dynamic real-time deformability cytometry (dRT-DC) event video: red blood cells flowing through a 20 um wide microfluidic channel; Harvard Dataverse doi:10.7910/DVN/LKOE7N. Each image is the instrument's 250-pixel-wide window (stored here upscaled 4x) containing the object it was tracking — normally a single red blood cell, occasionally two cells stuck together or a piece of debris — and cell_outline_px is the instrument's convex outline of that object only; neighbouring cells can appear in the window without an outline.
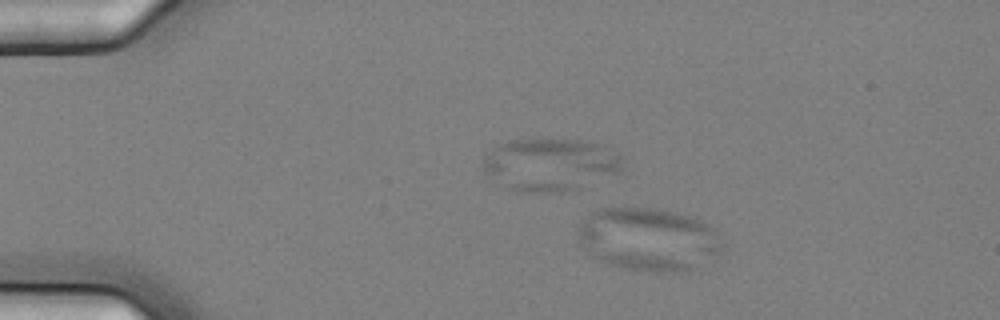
{"species": "common noctule bat (a hibernating species)", "species_latin": "Nyctalus noctula", "temperature_condition": "cold", "stored_images_in_passage": 6, "camera_frame_rate_fps": 3000, "um_per_image_px": 0.085, "animal": {"sex": "female", "body_mass_g": 25.1}, "frame": {"image": 1, "passage_image": 4, "time_ms": 1.0, "image_size_px": [1000, 320], "cell_outline_px": [[724, 248], [720, 252], [688, 272], [652, 272], [620, 268], [608, 264], [588, 256], [576, 240], [576, 228], [592, 212], [600, 208], [624, 204], [656, 208], [688, 216], [700, 220], [708, 224], [716, 232], [724, 244]], "centroid_in_image_um": [55.03, 20.32], "position_along_channel_um": 30.0, "area_um2": 54.51}}